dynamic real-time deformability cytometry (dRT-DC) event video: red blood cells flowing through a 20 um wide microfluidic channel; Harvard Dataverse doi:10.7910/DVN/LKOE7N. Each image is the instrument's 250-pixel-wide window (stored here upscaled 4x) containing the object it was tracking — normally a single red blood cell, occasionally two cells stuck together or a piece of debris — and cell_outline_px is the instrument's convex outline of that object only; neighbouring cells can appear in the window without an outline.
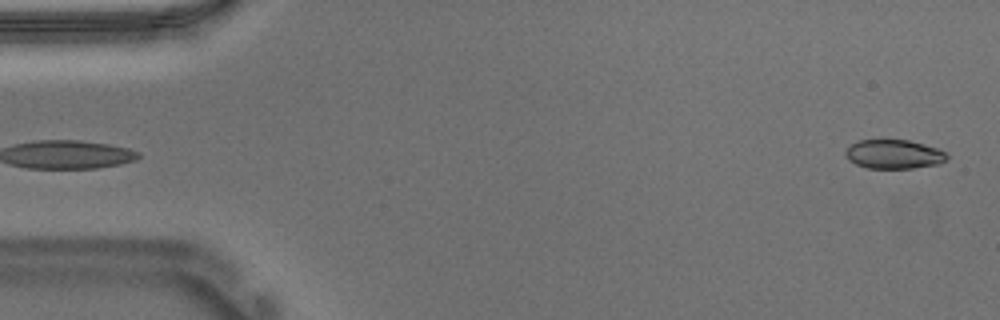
{"species": "Egyptian fruit bat (a non-hibernating species)", "species_latin": "Rousettus aegyptiacus", "temperature_condition": "warm", "stored_images_in_passage": 53, "camera_frame_rate_fps": 3000, "um_per_image_px": 0.085, "animal": {"sex": "male"}, "frame": {"image": 1, "passage_image": 1, "time_ms": 0.0, "image_size_px": [1000, 320], "cell_outline_px": [[948, 160], [940, 164], [912, 168], [868, 168], [856, 164], [848, 160], [844, 156], [844, 152], [852, 144], [860, 140], [908, 140], [924, 144], [948, 152]], "centroid_in_image_um": [76.01, 13.11], "position_along_channel_um": 9.0, "area_um2": 17.28}}
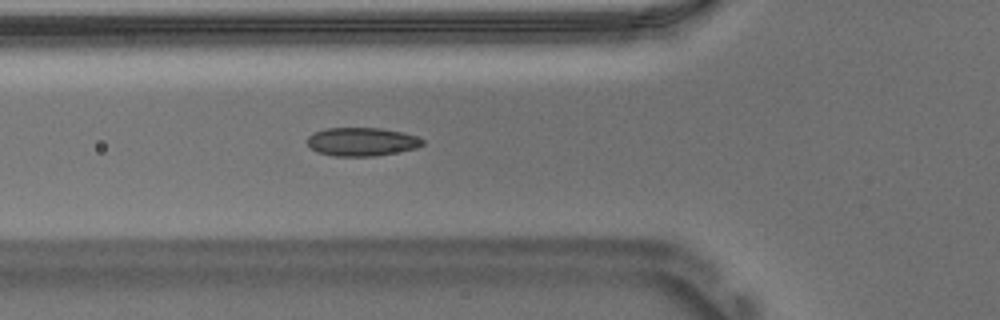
{"frame": {"image": 2, "passage_image": 18, "time_ms": 5.667, "image_size_px": [1000, 320], "cell_outline_px": [[424, 144], [416, 148], [376, 156], [332, 156], [316, 152], [308, 144], [308, 136], [324, 128], [380, 128], [404, 132], [416, 136], [424, 140]], "centroid_in_image_um": [30.76, 12.05], "position_along_channel_um": 95.0, "area_um2": 19.13}}
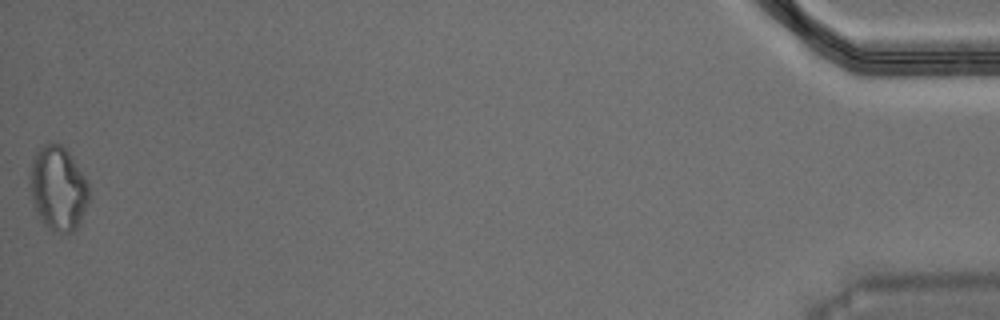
{"frame": {"image": 3, "passage_image": 53, "time_ms": 17.333, "image_size_px": [1000, 320], "cell_outline_px": [[88, 204], [80, 224], [72, 232], [52, 232], [40, 220], [32, 204], [28, 184], [28, 176], [32, 160], [36, 148], [40, 144], [60, 144], [68, 152], [84, 176], [88, 184]], "centroid_in_image_um": [4.88, 16.03], "position_along_channel_um": 430.3, "area_um2": 29.48}, "authors_computed_cell_mechanics": {"area_um2": 18.785, "velocity_mm_per_s": 3.7123, "shape_relaxation_time_tau1_ms": 7.2248, "shape_relaxation_time_tau2_ms": 9.5585, "deformation_change_tau1": 0.1247, "deformation_change_tau2": 0.1267}}